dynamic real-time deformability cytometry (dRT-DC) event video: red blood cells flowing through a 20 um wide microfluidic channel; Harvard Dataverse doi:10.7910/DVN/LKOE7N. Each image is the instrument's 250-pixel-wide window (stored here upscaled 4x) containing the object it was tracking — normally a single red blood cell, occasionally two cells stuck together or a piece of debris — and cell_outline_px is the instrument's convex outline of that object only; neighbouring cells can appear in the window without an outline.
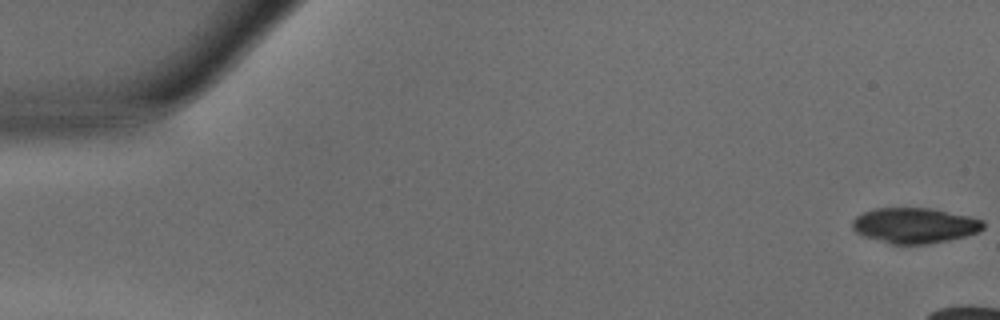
{"species": "common noctule bat (a hibernating species)", "species_latin": "Nyctalus noctula", "temperature_condition": "warm", "stored_images_in_passage": 4, "camera_frame_rate_fps": 3000, "um_per_image_px": 0.085, "animal": {"sex": "male", "body_mass_g": 15.6}, "frame": {"image": 1, "passage_image": 1, "time_ms": 0.0, "image_size_px": [1000, 320], "cell_outline_px": [[984, 228], [980, 232], [948, 240], [928, 244], [892, 244], [864, 236], [856, 232], [852, 228], [852, 220], [856, 216], [864, 212], [876, 208], [928, 208], [968, 216], [984, 220]], "centroid_in_image_um": [77.75, 19.16], "position_along_channel_um": 7.3, "area_um2": 26.88}}